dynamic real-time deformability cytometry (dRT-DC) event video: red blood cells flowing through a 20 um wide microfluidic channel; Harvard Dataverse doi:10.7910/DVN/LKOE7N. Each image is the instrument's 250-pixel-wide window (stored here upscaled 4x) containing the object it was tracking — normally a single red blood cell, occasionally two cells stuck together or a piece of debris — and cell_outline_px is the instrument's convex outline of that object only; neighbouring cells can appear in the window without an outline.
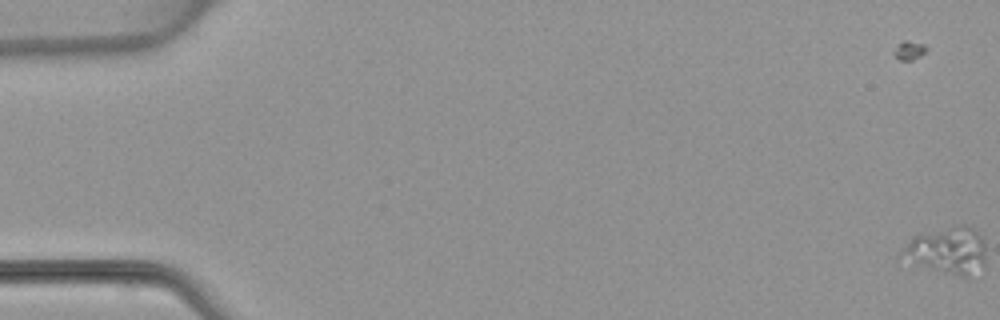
{"species": "common noctule bat (a hibernating species)", "species_latin": "Nyctalus noctula", "temperature_condition": "warm", "stored_images_in_passage": 4, "camera_frame_rate_fps": 3000, "um_per_image_px": 0.085, "animal": {"sex": "female", "body_mass_g": 22.7, "forearm_length_mm": 54.2}, "frame": {"image": 1, "passage_image": 1, "time_ms": 0.0, "image_size_px": [1000, 320], "cell_outline_px": [[984, 268], [968, 276], [964, 276], [896, 260], [900, 252], [916, 236], [960, 224], [964, 224], [972, 228], [984, 240]], "centroid_in_image_um": [80.51, 21.31], "position_along_channel_um": 4.5, "area_um2": 22.54}}
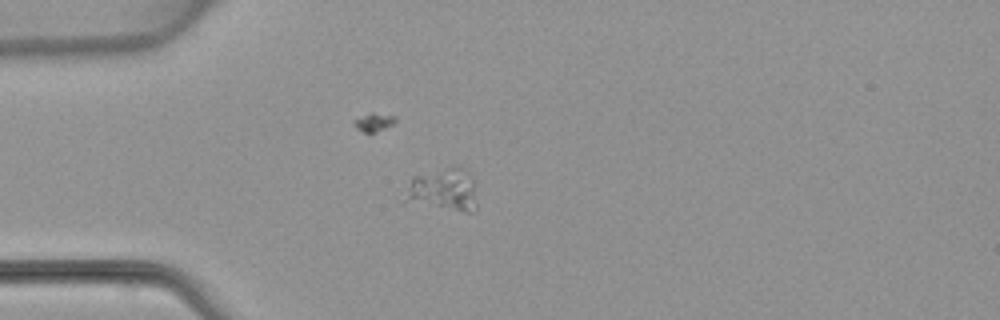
{"frame": {"image": 2, "passage_image": 4, "time_ms": 4.667, "image_size_px": [1000, 320], "cell_outline_px": [[476, 212], [468, 212], [400, 204], [412, 176], [456, 164], [464, 168], [476, 180]], "centroid_in_image_um": [37.65, 16.14], "position_along_channel_um": 47.4, "area_um2": 19.25}}